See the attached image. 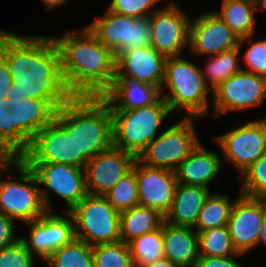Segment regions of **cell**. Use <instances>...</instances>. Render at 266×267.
<instances>
[{
    "instance_id": "obj_33",
    "label": "cell",
    "mask_w": 266,
    "mask_h": 267,
    "mask_svg": "<svg viewBox=\"0 0 266 267\" xmlns=\"http://www.w3.org/2000/svg\"><path fill=\"white\" fill-rule=\"evenodd\" d=\"M104 197L119 213L139 205L135 172L131 170L123 176Z\"/></svg>"
},
{
    "instance_id": "obj_14",
    "label": "cell",
    "mask_w": 266,
    "mask_h": 267,
    "mask_svg": "<svg viewBox=\"0 0 266 267\" xmlns=\"http://www.w3.org/2000/svg\"><path fill=\"white\" fill-rule=\"evenodd\" d=\"M214 140L242 175L266 152V118L249 121Z\"/></svg>"
},
{
    "instance_id": "obj_30",
    "label": "cell",
    "mask_w": 266,
    "mask_h": 267,
    "mask_svg": "<svg viewBox=\"0 0 266 267\" xmlns=\"http://www.w3.org/2000/svg\"><path fill=\"white\" fill-rule=\"evenodd\" d=\"M134 267H145L164 258L162 225L128 242Z\"/></svg>"
},
{
    "instance_id": "obj_45",
    "label": "cell",
    "mask_w": 266,
    "mask_h": 267,
    "mask_svg": "<svg viewBox=\"0 0 266 267\" xmlns=\"http://www.w3.org/2000/svg\"><path fill=\"white\" fill-rule=\"evenodd\" d=\"M145 267H177V266L171 263L168 259L163 258L159 261L148 264Z\"/></svg>"
},
{
    "instance_id": "obj_8",
    "label": "cell",
    "mask_w": 266,
    "mask_h": 267,
    "mask_svg": "<svg viewBox=\"0 0 266 267\" xmlns=\"http://www.w3.org/2000/svg\"><path fill=\"white\" fill-rule=\"evenodd\" d=\"M24 163H59L75 166L74 132H69V102L56 112L54 120L31 140L19 158Z\"/></svg>"
},
{
    "instance_id": "obj_22",
    "label": "cell",
    "mask_w": 266,
    "mask_h": 267,
    "mask_svg": "<svg viewBox=\"0 0 266 267\" xmlns=\"http://www.w3.org/2000/svg\"><path fill=\"white\" fill-rule=\"evenodd\" d=\"M215 151L205 150L199 144L175 169L177 183L191 187L207 188L220 173L221 160Z\"/></svg>"
},
{
    "instance_id": "obj_41",
    "label": "cell",
    "mask_w": 266,
    "mask_h": 267,
    "mask_svg": "<svg viewBox=\"0 0 266 267\" xmlns=\"http://www.w3.org/2000/svg\"><path fill=\"white\" fill-rule=\"evenodd\" d=\"M14 220L0 213V250L14 243L19 237H14L15 224Z\"/></svg>"
},
{
    "instance_id": "obj_16",
    "label": "cell",
    "mask_w": 266,
    "mask_h": 267,
    "mask_svg": "<svg viewBox=\"0 0 266 267\" xmlns=\"http://www.w3.org/2000/svg\"><path fill=\"white\" fill-rule=\"evenodd\" d=\"M136 157L111 147L85 163V185L88 195L104 196L123 176L132 170Z\"/></svg>"
},
{
    "instance_id": "obj_28",
    "label": "cell",
    "mask_w": 266,
    "mask_h": 267,
    "mask_svg": "<svg viewBox=\"0 0 266 267\" xmlns=\"http://www.w3.org/2000/svg\"><path fill=\"white\" fill-rule=\"evenodd\" d=\"M240 49L241 46H237L233 49L223 51L215 56H210L204 70L201 69L204 81L210 88L211 92L227 78L242 69L238 66V61L241 59ZM205 77H207V79Z\"/></svg>"
},
{
    "instance_id": "obj_17",
    "label": "cell",
    "mask_w": 266,
    "mask_h": 267,
    "mask_svg": "<svg viewBox=\"0 0 266 267\" xmlns=\"http://www.w3.org/2000/svg\"><path fill=\"white\" fill-rule=\"evenodd\" d=\"M266 213V199L240 194L233 204L228 230L237 253L247 254L257 246L260 226Z\"/></svg>"
},
{
    "instance_id": "obj_27",
    "label": "cell",
    "mask_w": 266,
    "mask_h": 267,
    "mask_svg": "<svg viewBox=\"0 0 266 267\" xmlns=\"http://www.w3.org/2000/svg\"><path fill=\"white\" fill-rule=\"evenodd\" d=\"M216 13L223 22L239 37H249L255 31L254 0H223Z\"/></svg>"
},
{
    "instance_id": "obj_25",
    "label": "cell",
    "mask_w": 266,
    "mask_h": 267,
    "mask_svg": "<svg viewBox=\"0 0 266 267\" xmlns=\"http://www.w3.org/2000/svg\"><path fill=\"white\" fill-rule=\"evenodd\" d=\"M209 194L210 189L177 183L171 209L165 215L164 221L175 226L193 228Z\"/></svg>"
},
{
    "instance_id": "obj_39",
    "label": "cell",
    "mask_w": 266,
    "mask_h": 267,
    "mask_svg": "<svg viewBox=\"0 0 266 267\" xmlns=\"http://www.w3.org/2000/svg\"><path fill=\"white\" fill-rule=\"evenodd\" d=\"M161 0H111L107 8L111 12L135 18L149 17L154 6ZM163 1V0H162ZM148 10L150 13L148 14Z\"/></svg>"
},
{
    "instance_id": "obj_42",
    "label": "cell",
    "mask_w": 266,
    "mask_h": 267,
    "mask_svg": "<svg viewBox=\"0 0 266 267\" xmlns=\"http://www.w3.org/2000/svg\"><path fill=\"white\" fill-rule=\"evenodd\" d=\"M12 85L13 80L9 66L6 60L0 55V104H6V108H8L7 91Z\"/></svg>"
},
{
    "instance_id": "obj_20",
    "label": "cell",
    "mask_w": 266,
    "mask_h": 267,
    "mask_svg": "<svg viewBox=\"0 0 266 267\" xmlns=\"http://www.w3.org/2000/svg\"><path fill=\"white\" fill-rule=\"evenodd\" d=\"M166 57L152 46L122 51L116 56L115 79H129L148 83L164 91V70Z\"/></svg>"
},
{
    "instance_id": "obj_43",
    "label": "cell",
    "mask_w": 266,
    "mask_h": 267,
    "mask_svg": "<svg viewBox=\"0 0 266 267\" xmlns=\"http://www.w3.org/2000/svg\"><path fill=\"white\" fill-rule=\"evenodd\" d=\"M264 243L266 245V213L264 214V218L262 224L260 226L259 236L257 245Z\"/></svg>"
},
{
    "instance_id": "obj_40",
    "label": "cell",
    "mask_w": 266,
    "mask_h": 267,
    "mask_svg": "<svg viewBox=\"0 0 266 267\" xmlns=\"http://www.w3.org/2000/svg\"><path fill=\"white\" fill-rule=\"evenodd\" d=\"M242 255L243 254L241 253L227 257H211L199 255L195 267H244L240 265V263L236 262L233 258Z\"/></svg>"
},
{
    "instance_id": "obj_48",
    "label": "cell",
    "mask_w": 266,
    "mask_h": 267,
    "mask_svg": "<svg viewBox=\"0 0 266 267\" xmlns=\"http://www.w3.org/2000/svg\"><path fill=\"white\" fill-rule=\"evenodd\" d=\"M8 33H9V32L0 29V44H1V41L3 40V38H4Z\"/></svg>"
},
{
    "instance_id": "obj_31",
    "label": "cell",
    "mask_w": 266,
    "mask_h": 267,
    "mask_svg": "<svg viewBox=\"0 0 266 267\" xmlns=\"http://www.w3.org/2000/svg\"><path fill=\"white\" fill-rule=\"evenodd\" d=\"M44 262L48 267H93V246L74 238L54 251Z\"/></svg>"
},
{
    "instance_id": "obj_26",
    "label": "cell",
    "mask_w": 266,
    "mask_h": 267,
    "mask_svg": "<svg viewBox=\"0 0 266 267\" xmlns=\"http://www.w3.org/2000/svg\"><path fill=\"white\" fill-rule=\"evenodd\" d=\"M164 222V216L157 210L137 205L120 213L121 241L128 243L132 239L158 229Z\"/></svg>"
},
{
    "instance_id": "obj_10",
    "label": "cell",
    "mask_w": 266,
    "mask_h": 267,
    "mask_svg": "<svg viewBox=\"0 0 266 267\" xmlns=\"http://www.w3.org/2000/svg\"><path fill=\"white\" fill-rule=\"evenodd\" d=\"M87 27L115 56L122 51L151 46L149 17L135 18L106 9L103 16Z\"/></svg>"
},
{
    "instance_id": "obj_37",
    "label": "cell",
    "mask_w": 266,
    "mask_h": 267,
    "mask_svg": "<svg viewBox=\"0 0 266 267\" xmlns=\"http://www.w3.org/2000/svg\"><path fill=\"white\" fill-rule=\"evenodd\" d=\"M33 257L20 237L0 250V267H35Z\"/></svg>"
},
{
    "instance_id": "obj_21",
    "label": "cell",
    "mask_w": 266,
    "mask_h": 267,
    "mask_svg": "<svg viewBox=\"0 0 266 267\" xmlns=\"http://www.w3.org/2000/svg\"><path fill=\"white\" fill-rule=\"evenodd\" d=\"M239 37L215 12H206L190 23L189 48L192 53L215 56L239 45Z\"/></svg>"
},
{
    "instance_id": "obj_4",
    "label": "cell",
    "mask_w": 266,
    "mask_h": 267,
    "mask_svg": "<svg viewBox=\"0 0 266 267\" xmlns=\"http://www.w3.org/2000/svg\"><path fill=\"white\" fill-rule=\"evenodd\" d=\"M163 84L169 91L162 97L172 113L186 109L189 117L195 119L209 114L208 92L211 90L204 81L201 69L193 62L182 56L167 57Z\"/></svg>"
},
{
    "instance_id": "obj_47",
    "label": "cell",
    "mask_w": 266,
    "mask_h": 267,
    "mask_svg": "<svg viewBox=\"0 0 266 267\" xmlns=\"http://www.w3.org/2000/svg\"><path fill=\"white\" fill-rule=\"evenodd\" d=\"M254 3H255V9L256 11L258 9H261V10H266V0H254Z\"/></svg>"
},
{
    "instance_id": "obj_19",
    "label": "cell",
    "mask_w": 266,
    "mask_h": 267,
    "mask_svg": "<svg viewBox=\"0 0 266 267\" xmlns=\"http://www.w3.org/2000/svg\"><path fill=\"white\" fill-rule=\"evenodd\" d=\"M132 170L137 179L139 205L155 209L165 217L171 209L175 195V172L146 166L137 159Z\"/></svg>"
},
{
    "instance_id": "obj_7",
    "label": "cell",
    "mask_w": 266,
    "mask_h": 267,
    "mask_svg": "<svg viewBox=\"0 0 266 267\" xmlns=\"http://www.w3.org/2000/svg\"><path fill=\"white\" fill-rule=\"evenodd\" d=\"M12 168L21 175L11 180L0 179V213L25 223L41 218L48 210L35 175L20 159H12Z\"/></svg>"
},
{
    "instance_id": "obj_44",
    "label": "cell",
    "mask_w": 266,
    "mask_h": 267,
    "mask_svg": "<svg viewBox=\"0 0 266 267\" xmlns=\"http://www.w3.org/2000/svg\"><path fill=\"white\" fill-rule=\"evenodd\" d=\"M43 3H45V10L50 11V9L56 8V6H60L63 3L68 2V0H41Z\"/></svg>"
},
{
    "instance_id": "obj_6",
    "label": "cell",
    "mask_w": 266,
    "mask_h": 267,
    "mask_svg": "<svg viewBox=\"0 0 266 267\" xmlns=\"http://www.w3.org/2000/svg\"><path fill=\"white\" fill-rule=\"evenodd\" d=\"M75 238L90 246L121 241L120 213L104 196L86 195L68 212Z\"/></svg>"
},
{
    "instance_id": "obj_29",
    "label": "cell",
    "mask_w": 266,
    "mask_h": 267,
    "mask_svg": "<svg viewBox=\"0 0 266 267\" xmlns=\"http://www.w3.org/2000/svg\"><path fill=\"white\" fill-rule=\"evenodd\" d=\"M229 198L228 195L224 194H209L198 214L196 224L193 227L197 233L228 225L231 210L235 203V200L231 202Z\"/></svg>"
},
{
    "instance_id": "obj_46",
    "label": "cell",
    "mask_w": 266,
    "mask_h": 267,
    "mask_svg": "<svg viewBox=\"0 0 266 267\" xmlns=\"http://www.w3.org/2000/svg\"><path fill=\"white\" fill-rule=\"evenodd\" d=\"M9 168L12 169V159H0V175L3 176Z\"/></svg>"
},
{
    "instance_id": "obj_36",
    "label": "cell",
    "mask_w": 266,
    "mask_h": 267,
    "mask_svg": "<svg viewBox=\"0 0 266 267\" xmlns=\"http://www.w3.org/2000/svg\"><path fill=\"white\" fill-rule=\"evenodd\" d=\"M253 35L244 37L239 40V45L242 46L244 42L251 43L250 47L244 52V62L247 64L248 72L255 73L266 78V39L252 42Z\"/></svg>"
},
{
    "instance_id": "obj_23",
    "label": "cell",
    "mask_w": 266,
    "mask_h": 267,
    "mask_svg": "<svg viewBox=\"0 0 266 267\" xmlns=\"http://www.w3.org/2000/svg\"><path fill=\"white\" fill-rule=\"evenodd\" d=\"M164 258L177 267H195L199 256L198 233L192 227L162 223Z\"/></svg>"
},
{
    "instance_id": "obj_24",
    "label": "cell",
    "mask_w": 266,
    "mask_h": 267,
    "mask_svg": "<svg viewBox=\"0 0 266 267\" xmlns=\"http://www.w3.org/2000/svg\"><path fill=\"white\" fill-rule=\"evenodd\" d=\"M160 96V90L148 83L114 79L112 87L102 97L111 110H131L150 105Z\"/></svg>"
},
{
    "instance_id": "obj_18",
    "label": "cell",
    "mask_w": 266,
    "mask_h": 267,
    "mask_svg": "<svg viewBox=\"0 0 266 267\" xmlns=\"http://www.w3.org/2000/svg\"><path fill=\"white\" fill-rule=\"evenodd\" d=\"M47 212L41 218L26 222L31 226L29 239L22 237L27 249L44 261L57 249L67 245L75 238L72 216Z\"/></svg>"
},
{
    "instance_id": "obj_15",
    "label": "cell",
    "mask_w": 266,
    "mask_h": 267,
    "mask_svg": "<svg viewBox=\"0 0 266 267\" xmlns=\"http://www.w3.org/2000/svg\"><path fill=\"white\" fill-rule=\"evenodd\" d=\"M7 102L14 112V159H19L34 136L54 120L57 110L47 100L7 97Z\"/></svg>"
},
{
    "instance_id": "obj_12",
    "label": "cell",
    "mask_w": 266,
    "mask_h": 267,
    "mask_svg": "<svg viewBox=\"0 0 266 267\" xmlns=\"http://www.w3.org/2000/svg\"><path fill=\"white\" fill-rule=\"evenodd\" d=\"M151 46L167 57L182 56L189 47L190 23L187 15L174 2L154 9L149 16Z\"/></svg>"
},
{
    "instance_id": "obj_38",
    "label": "cell",
    "mask_w": 266,
    "mask_h": 267,
    "mask_svg": "<svg viewBox=\"0 0 266 267\" xmlns=\"http://www.w3.org/2000/svg\"><path fill=\"white\" fill-rule=\"evenodd\" d=\"M0 159H14V112L0 104Z\"/></svg>"
},
{
    "instance_id": "obj_35",
    "label": "cell",
    "mask_w": 266,
    "mask_h": 267,
    "mask_svg": "<svg viewBox=\"0 0 266 267\" xmlns=\"http://www.w3.org/2000/svg\"><path fill=\"white\" fill-rule=\"evenodd\" d=\"M238 178L244 180L242 195L266 199V152Z\"/></svg>"
},
{
    "instance_id": "obj_1",
    "label": "cell",
    "mask_w": 266,
    "mask_h": 267,
    "mask_svg": "<svg viewBox=\"0 0 266 267\" xmlns=\"http://www.w3.org/2000/svg\"><path fill=\"white\" fill-rule=\"evenodd\" d=\"M13 85L11 99L47 100L56 110L74 95L69 91L61 70V55L54 37L8 33L0 44Z\"/></svg>"
},
{
    "instance_id": "obj_13",
    "label": "cell",
    "mask_w": 266,
    "mask_h": 267,
    "mask_svg": "<svg viewBox=\"0 0 266 267\" xmlns=\"http://www.w3.org/2000/svg\"><path fill=\"white\" fill-rule=\"evenodd\" d=\"M214 113L242 111L259 106L266 97V78L241 69L212 91Z\"/></svg>"
},
{
    "instance_id": "obj_3",
    "label": "cell",
    "mask_w": 266,
    "mask_h": 267,
    "mask_svg": "<svg viewBox=\"0 0 266 267\" xmlns=\"http://www.w3.org/2000/svg\"><path fill=\"white\" fill-rule=\"evenodd\" d=\"M69 132H74L75 166L84 168L113 146L112 114L103 97L74 96L69 101Z\"/></svg>"
},
{
    "instance_id": "obj_5",
    "label": "cell",
    "mask_w": 266,
    "mask_h": 267,
    "mask_svg": "<svg viewBox=\"0 0 266 267\" xmlns=\"http://www.w3.org/2000/svg\"><path fill=\"white\" fill-rule=\"evenodd\" d=\"M172 113L160 96L154 103L131 110H111L113 147L136 158L156 138L160 125Z\"/></svg>"
},
{
    "instance_id": "obj_9",
    "label": "cell",
    "mask_w": 266,
    "mask_h": 267,
    "mask_svg": "<svg viewBox=\"0 0 266 267\" xmlns=\"http://www.w3.org/2000/svg\"><path fill=\"white\" fill-rule=\"evenodd\" d=\"M185 117L159 133L136 159L149 167L175 171L200 142L192 117Z\"/></svg>"
},
{
    "instance_id": "obj_11",
    "label": "cell",
    "mask_w": 266,
    "mask_h": 267,
    "mask_svg": "<svg viewBox=\"0 0 266 267\" xmlns=\"http://www.w3.org/2000/svg\"><path fill=\"white\" fill-rule=\"evenodd\" d=\"M35 175L44 205L52 211L49 192H54L66 203L64 213L69 212L86 195L84 168L59 163H25Z\"/></svg>"
},
{
    "instance_id": "obj_2",
    "label": "cell",
    "mask_w": 266,
    "mask_h": 267,
    "mask_svg": "<svg viewBox=\"0 0 266 267\" xmlns=\"http://www.w3.org/2000/svg\"><path fill=\"white\" fill-rule=\"evenodd\" d=\"M54 40L61 55L63 78L74 96L102 97L112 87L116 56L87 26Z\"/></svg>"
},
{
    "instance_id": "obj_32",
    "label": "cell",
    "mask_w": 266,
    "mask_h": 267,
    "mask_svg": "<svg viewBox=\"0 0 266 267\" xmlns=\"http://www.w3.org/2000/svg\"><path fill=\"white\" fill-rule=\"evenodd\" d=\"M198 248L199 255L203 256L227 257L237 255L227 225L198 232Z\"/></svg>"
},
{
    "instance_id": "obj_34",
    "label": "cell",
    "mask_w": 266,
    "mask_h": 267,
    "mask_svg": "<svg viewBox=\"0 0 266 267\" xmlns=\"http://www.w3.org/2000/svg\"><path fill=\"white\" fill-rule=\"evenodd\" d=\"M93 267H134L128 243L98 244L93 246Z\"/></svg>"
}]
</instances>
